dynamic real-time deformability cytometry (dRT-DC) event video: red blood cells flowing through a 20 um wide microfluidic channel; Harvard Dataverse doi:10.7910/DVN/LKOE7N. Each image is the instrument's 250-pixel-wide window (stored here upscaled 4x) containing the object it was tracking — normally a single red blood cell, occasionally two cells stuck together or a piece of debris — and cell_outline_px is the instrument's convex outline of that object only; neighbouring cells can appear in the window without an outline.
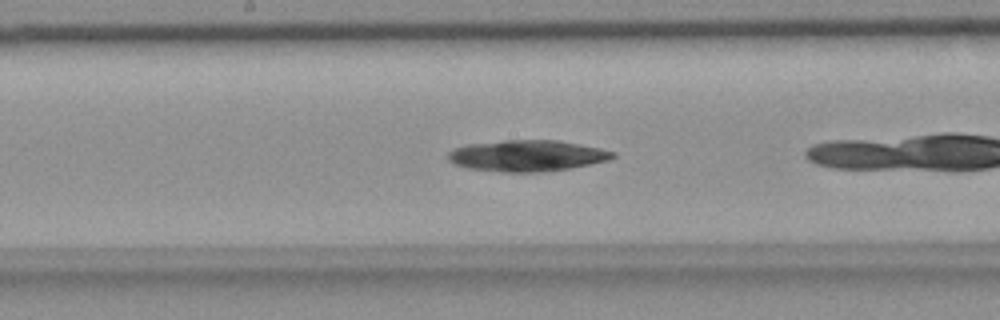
{"species": "common noctule bat (a hibernating species)", "species_latin": "Nyctalus noctula", "temperature_condition": "room temperature", "stored_images_in_passage": 40, "camera_frame_rate_fps": 3000, "um_per_image_px": 0.085, "animal": {"sex": "female", "body_mass_g": 18.4}, "frame": {"image": 1, "passage_image": 12, "time_ms": 3.667, "image_size_px": [1000, 320], "cell_outline_px": [[616, 156], [608, 160], [572, 168], [540, 172], [500, 172], [468, 168], [456, 164], [448, 160], [448, 152], [452, 148], [468, 144], [504, 140], [560, 140], [600, 148], [616, 152]], "centroid_in_image_um": [44.8, 13.23], "position_along_channel_um": 203.4, "area_um2": 30.11}, "authors_computed_cell_mechanics": {"area_um2": 29.8826, "velocity_mm_per_s": 3.615, "shape_relaxation_time_tau1_ms": 7.0435, "shape_relaxation_time_tau2_ms": null, "deformation_change_tau1": 0.0816, "deformation_change_tau2": null}}